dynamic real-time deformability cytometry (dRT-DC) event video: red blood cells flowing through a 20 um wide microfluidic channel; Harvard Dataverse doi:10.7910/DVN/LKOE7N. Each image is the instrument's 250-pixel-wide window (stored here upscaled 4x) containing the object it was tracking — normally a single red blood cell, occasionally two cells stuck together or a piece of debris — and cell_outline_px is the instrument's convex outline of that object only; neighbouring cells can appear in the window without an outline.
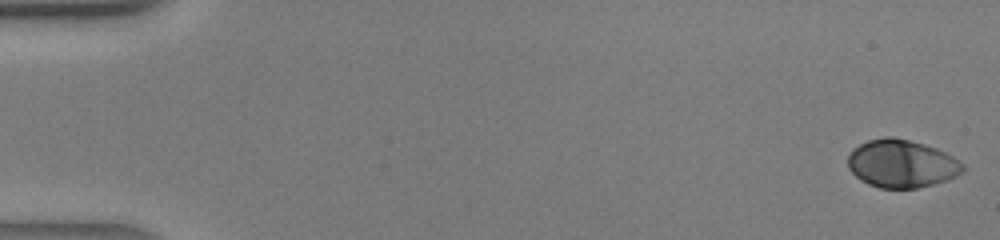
{"species": "human", "species_latin": "Homo sapiens", "temperature_condition": "warm", "stored_images_in_passage": 42, "camera_frame_rate_fps": 3000, "um_per_image_px": 0.085, "donor": {"sex": "male"}, "frame": {"image": 1, "passage_image": 1, "time_ms": 0.0, "image_size_px": [1000, 240], "cell_outline_px": [[964, 172], [956, 176], [932, 184], [916, 188], [880, 188], [868, 184], [860, 180], [848, 168], [848, 152], [852, 148], [868, 140], [884, 136], [892, 136], [924, 144], [936, 148], [952, 156], [964, 164]], "centroid_in_image_um": [76.6, 13.9], "position_along_channel_um": 8.4, "area_um2": 32.14}}
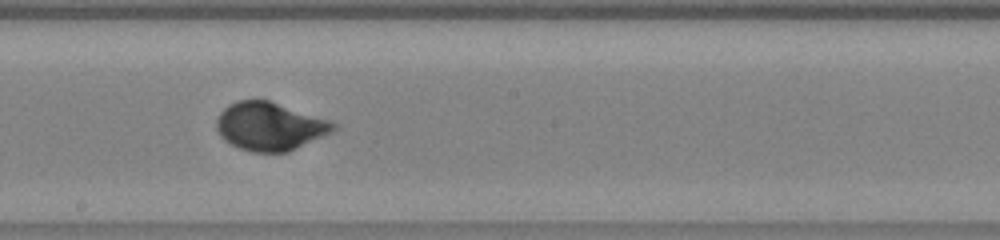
{"frame": {"image": 2, "passage_image": 24, "time_ms": 7.667, "image_size_px": [1000, 240], "cell_outline_px": [[340, 124], [332, 132], [288, 152], [252, 152], [240, 148], [224, 140], [220, 136], [216, 128], [216, 120], [220, 112], [228, 104], [240, 100], [268, 100]], "centroid_in_image_um": [22.91, 10.74], "position_along_channel_um": 225.3, "area_um2": 32.6}}
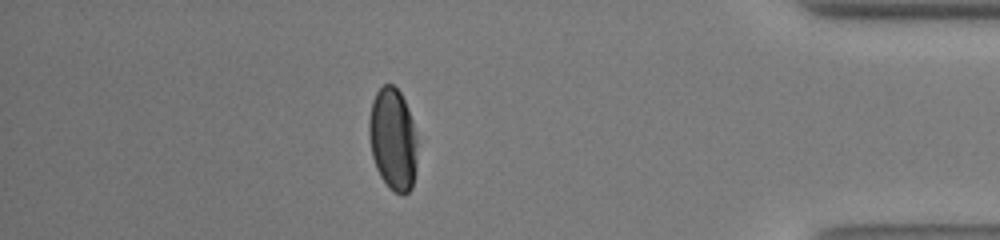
{"frame": {"image": 3, "passage_image": 37, "time_ms": 12.0, "image_size_px": [1000, 240], "cell_outline_px": [[416, 168], [412, 188], [404, 196], [400, 196], [388, 188], [380, 176], [376, 168], [372, 156], [368, 132], [368, 120], [372, 100], [376, 92], [384, 84], [392, 84], [400, 92], [404, 100], [412, 120], [416, 140]], "centroid_in_image_um": [33.38, 11.87], "position_along_channel_um": 401.8, "area_um2": 29.02}}